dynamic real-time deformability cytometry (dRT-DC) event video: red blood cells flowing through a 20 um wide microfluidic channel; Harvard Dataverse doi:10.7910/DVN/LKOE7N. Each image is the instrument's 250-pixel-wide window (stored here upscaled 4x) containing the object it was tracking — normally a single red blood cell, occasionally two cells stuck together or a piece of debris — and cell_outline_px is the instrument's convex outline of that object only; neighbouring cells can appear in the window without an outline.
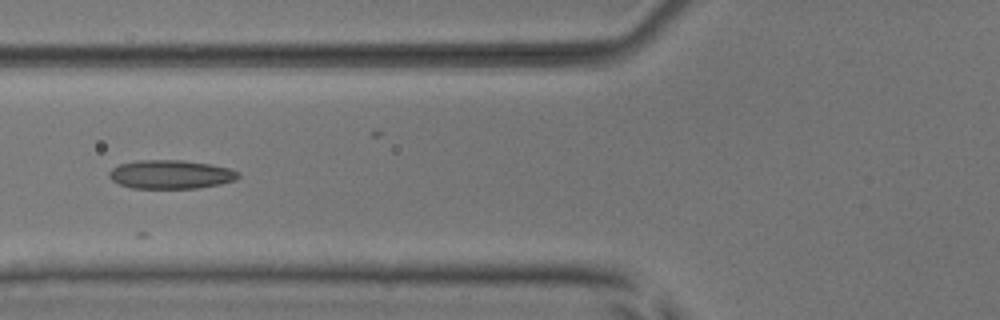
{"species": "common noctule bat (a hibernating species)", "species_latin": "Nyctalus noctula", "temperature_condition": "room temperature", "stored_images_in_passage": 8, "camera_frame_rate_fps": 3000, "um_per_image_px": 0.085, "animal": {"sex": "male", "body_mass_g": 17.9, "forearm_length_mm": 54.2}, "frame": {"image": 1, "passage_image": 6, "time_ms": 5.667, "image_size_px": [1000, 320], "cell_outline_px": [[240, 176], [236, 180], [220, 184], [196, 188], [132, 188], [120, 184], [112, 180], [108, 176], [108, 172], [112, 168], [120, 164], [136, 160], [180, 160], [208, 164], [228, 168], [240, 172]], "centroid_in_image_um": [14.5, 14.82], "position_along_channel_um": 111.3, "area_um2": 21.56}}